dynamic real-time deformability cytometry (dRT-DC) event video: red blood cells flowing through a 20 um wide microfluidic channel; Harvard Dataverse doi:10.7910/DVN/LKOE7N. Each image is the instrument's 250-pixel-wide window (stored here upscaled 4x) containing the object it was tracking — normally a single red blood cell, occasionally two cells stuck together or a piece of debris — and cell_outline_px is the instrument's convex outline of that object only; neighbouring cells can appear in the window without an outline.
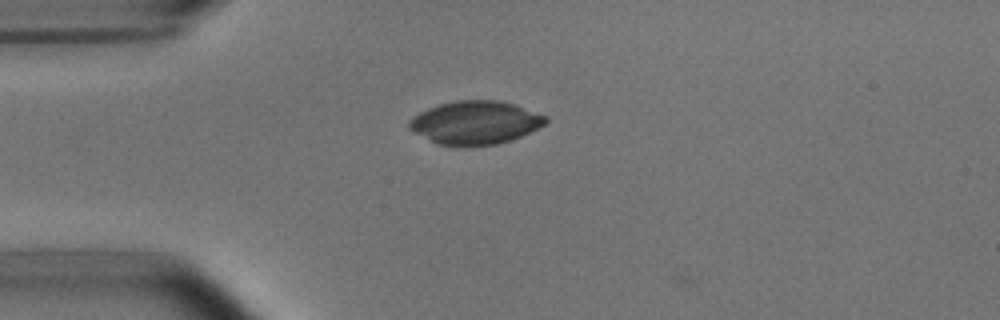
{"species": "common noctule bat (a hibernating species)", "species_latin": "Nyctalus noctula", "temperature_condition": "room temperature", "stored_images_in_passage": 3, "camera_frame_rate_fps": 3000, "um_per_image_px": 0.085, "animal": {"sex": "male", "body_mass_g": 15.6}, "frame": {"image": 1, "passage_image": 1, "time_ms": 0.0, "image_size_px": [1000, 320], "cell_outline_px": [[548, 120], [544, 124], [520, 136], [496, 144], [464, 148], [440, 144], [408, 128], [408, 120], [420, 112], [428, 108], [440, 104], [456, 100], [500, 100], [548, 116]], "centroid_in_image_um": [40.38, 10.42], "position_along_channel_um": 44.6, "area_um2": 34.22}}